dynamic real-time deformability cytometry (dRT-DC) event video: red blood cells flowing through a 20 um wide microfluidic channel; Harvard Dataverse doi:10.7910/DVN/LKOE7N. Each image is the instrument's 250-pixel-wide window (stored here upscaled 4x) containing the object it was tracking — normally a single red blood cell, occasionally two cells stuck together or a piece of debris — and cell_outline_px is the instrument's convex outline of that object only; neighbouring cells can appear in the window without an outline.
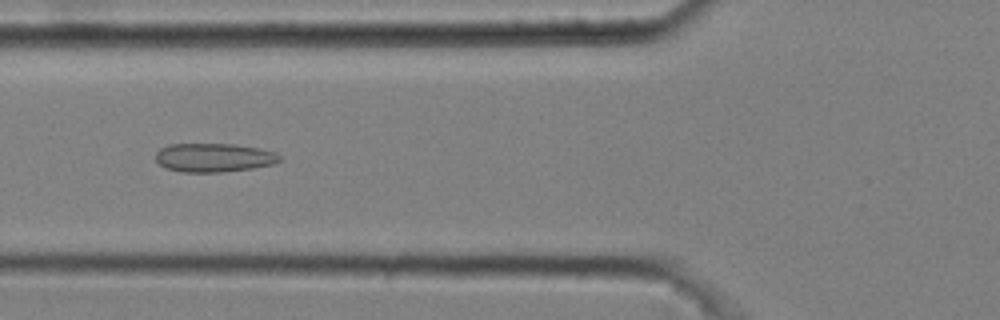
{"species": "common noctule bat (a hibernating species)", "species_latin": "Nyctalus noctula", "temperature_condition": "cold", "stored_images_in_passage": 7, "camera_frame_rate_fps": 3000, "um_per_image_px": 0.085, "animal": {"sex": "male", "body_mass_g": 20.4}, "frame": {"image": 1, "passage_image": 6, "time_ms": 1.667, "image_size_px": [1000, 320], "cell_outline_px": [[280, 160], [276, 164], [252, 168], [224, 172], [180, 172], [164, 168], [156, 160], [156, 152], [160, 148], [168, 144], [232, 144], [260, 148], [276, 152], [280, 156]], "centroid_in_image_um": [18.18, 13.4], "position_along_channel_um": 107.6, "area_um2": 20.98}}
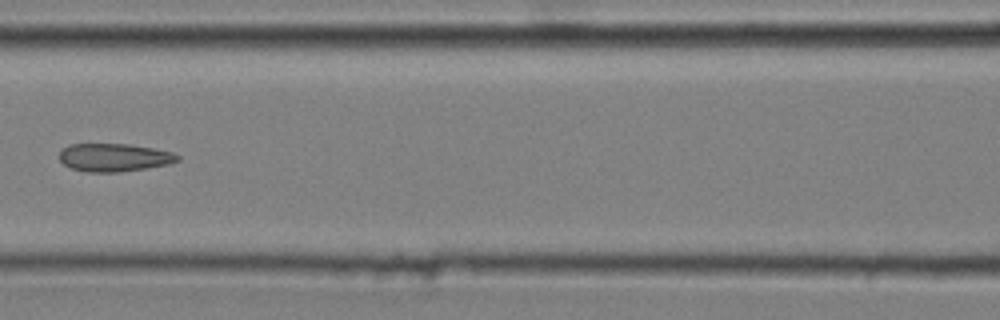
{"frame": {"image": 2, "passage_image": 7, "time_ms": 2.0, "image_size_px": [1000, 320], "cell_outline_px": [[180, 160], [168, 164], [144, 168], [116, 172], [88, 172], [72, 168], [64, 164], [60, 160], [60, 148], [68, 144], [128, 144], [152, 148], [172, 152], [180, 156]], "centroid_in_image_um": [9.67, 13.37], "position_along_channel_um": 156.9, "area_um2": 19.19}}